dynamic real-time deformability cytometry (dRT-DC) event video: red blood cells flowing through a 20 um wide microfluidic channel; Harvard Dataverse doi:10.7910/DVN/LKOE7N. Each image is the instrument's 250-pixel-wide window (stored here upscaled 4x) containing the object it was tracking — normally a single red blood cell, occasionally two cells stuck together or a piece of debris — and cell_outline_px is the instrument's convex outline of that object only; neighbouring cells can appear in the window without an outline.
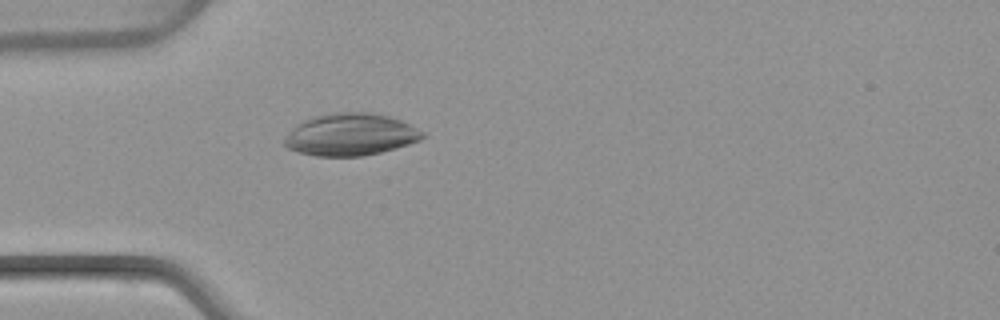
{"species": "common noctule bat (a hibernating species)", "species_latin": "Nyctalus noctula", "temperature_condition": "warm", "stored_images_in_passage": 51, "camera_frame_rate_fps": 3000, "um_per_image_px": 0.085, "animal": {"sex": "female", "body_mass_g": 22.7, "forearm_length_mm": 54.2}, "frame": {"image": 1, "passage_image": 15, "time_ms": 4.667, "image_size_px": [1000, 320], "cell_outline_px": [[428, 136], [420, 140], [396, 148], [364, 156], [316, 156], [296, 152], [288, 148], [284, 144], [284, 140], [292, 128], [304, 120], [312, 116], [336, 112], [372, 112], [388, 116], [400, 120], [424, 132]], "centroid_in_image_um": [29.8, 11.44], "position_along_channel_um": 55.2, "area_um2": 33.99}}
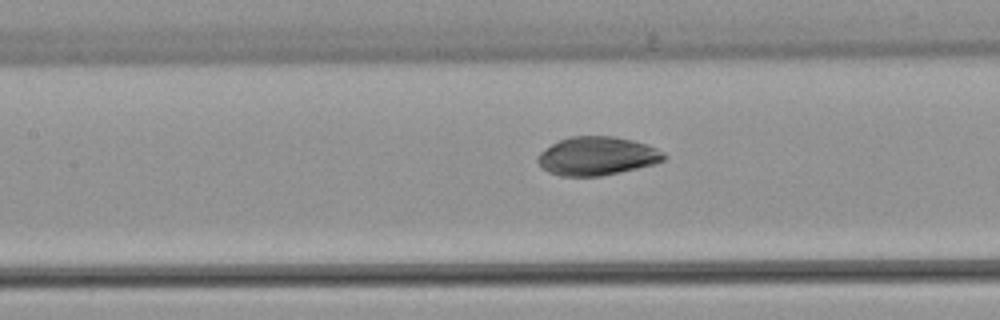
{"frame": {"image": 2, "passage_image": 23, "time_ms": 7.333, "image_size_px": [1000, 320], "cell_outline_px": [[668, 156], [664, 160], [656, 164], [620, 172], [600, 176], [560, 176], [548, 172], [536, 160], [536, 156], [540, 152], [552, 144], [560, 140], [572, 136], [612, 136], [632, 140], [648, 144], [664, 152]], "centroid_in_image_um": [50.78, 13.26], "position_along_channel_um": 156.6, "area_um2": 28.44}}
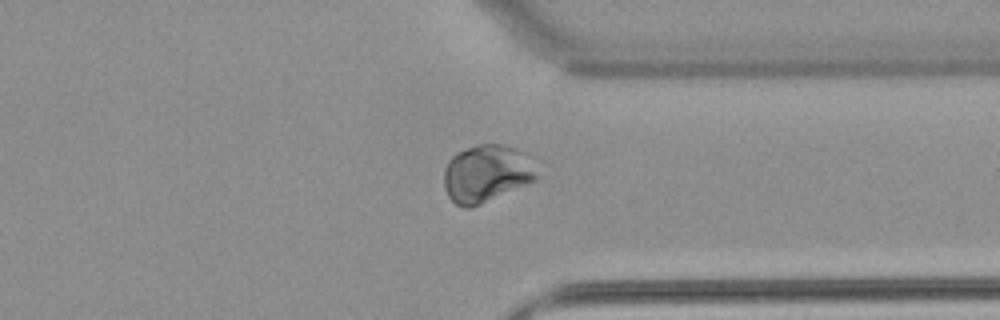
{"frame": {"image": 3, "passage_image": 39, "time_ms": 12.667, "image_size_px": [1000, 320], "cell_outline_px": [[536, 180], [472, 208], [464, 208], [456, 204], [448, 196], [444, 188], [444, 168], [448, 160], [456, 152], [480, 144], [500, 144], [516, 148], [524, 152], [536, 176]], "centroid_in_image_um": [41.28, 14.77], "position_along_channel_um": 370.1, "area_um2": 30.75}}